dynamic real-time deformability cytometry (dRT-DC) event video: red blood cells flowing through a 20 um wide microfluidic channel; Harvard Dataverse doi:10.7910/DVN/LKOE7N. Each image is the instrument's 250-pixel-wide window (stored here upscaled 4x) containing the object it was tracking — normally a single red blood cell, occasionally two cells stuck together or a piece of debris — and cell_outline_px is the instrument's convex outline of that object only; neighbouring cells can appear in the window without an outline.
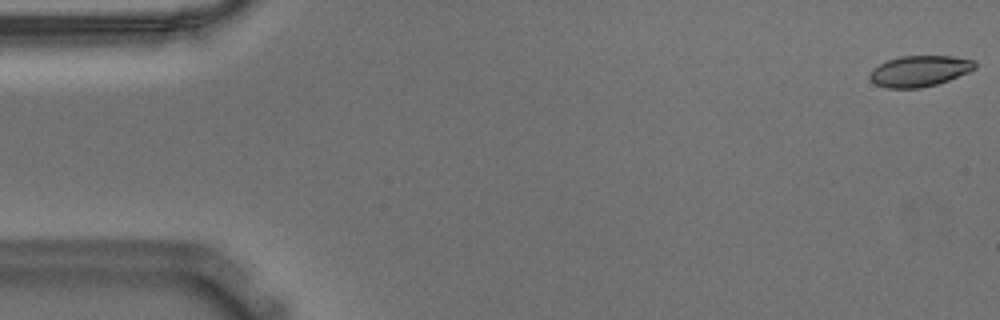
{"species": "Egyptian fruit bat (a non-hibernating species)", "species_latin": "Rousettus aegyptiacus", "temperature_condition": "warm", "stored_images_in_passage": 55, "camera_frame_rate_fps": 3000, "um_per_image_px": 0.085, "animal": {"sex": "male"}, "frame": {"image": 1, "passage_image": 1, "time_ms": 0.0, "image_size_px": [1000, 320], "cell_outline_px": [[976, 68], [968, 72], [948, 80], [936, 84], [920, 88], [884, 88], [876, 84], [868, 76], [868, 72], [872, 68], [888, 60], [900, 56], [952, 56], [972, 60], [976, 64]], "centroid_in_image_um": [78.12, 6.04], "position_along_channel_um": 6.9, "area_um2": 18.9}}
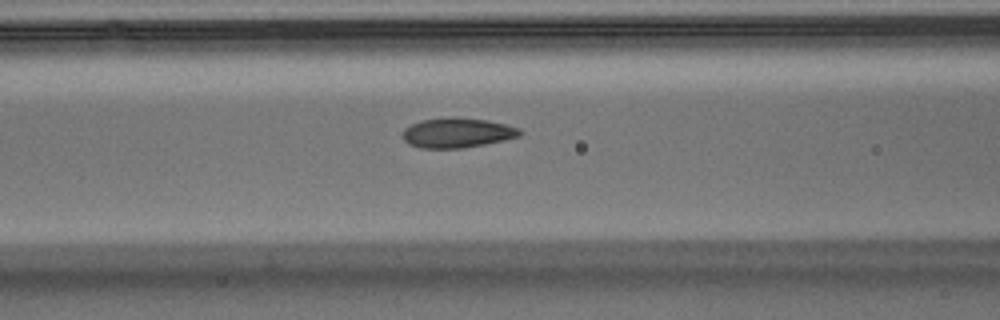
{"frame": {"image": 2, "passage_image": 22, "time_ms": 7.0, "image_size_px": [1000, 320], "cell_outline_px": [[524, 132], [520, 136], [504, 140], [464, 148], [420, 148], [408, 144], [404, 140], [404, 128], [420, 120], [456, 116], [488, 120], [520, 128]], "centroid_in_image_um": [38.89, 11.28], "position_along_channel_um": 127.7, "area_um2": 20.52}}
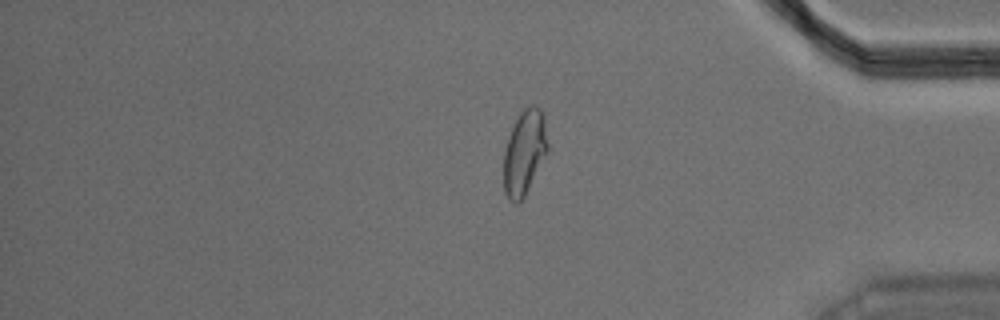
{"frame": {"image": 3, "passage_image": 46, "time_ms": 15.0, "image_size_px": [1000, 320], "cell_outline_px": [[548, 152], [524, 196], [516, 204], [508, 200], [504, 192], [504, 152], [508, 136], [520, 112], [524, 108], [532, 104], [540, 108], [544, 116], [548, 144]], "centroid_in_image_um": [44.58, 12.95], "position_along_channel_um": 390.6, "area_um2": 21.73}, "authors_computed_cell_mechanics": {"area_um2": 20.23, "velocity_mm_per_s": 3.6015, "shape_relaxation_time_tau1_ms": 6.3297, "shape_relaxation_time_tau2_ms": 1.0364, "deformation_change_tau1": 0.1764, "deformation_change_tau2": 0.0484}}